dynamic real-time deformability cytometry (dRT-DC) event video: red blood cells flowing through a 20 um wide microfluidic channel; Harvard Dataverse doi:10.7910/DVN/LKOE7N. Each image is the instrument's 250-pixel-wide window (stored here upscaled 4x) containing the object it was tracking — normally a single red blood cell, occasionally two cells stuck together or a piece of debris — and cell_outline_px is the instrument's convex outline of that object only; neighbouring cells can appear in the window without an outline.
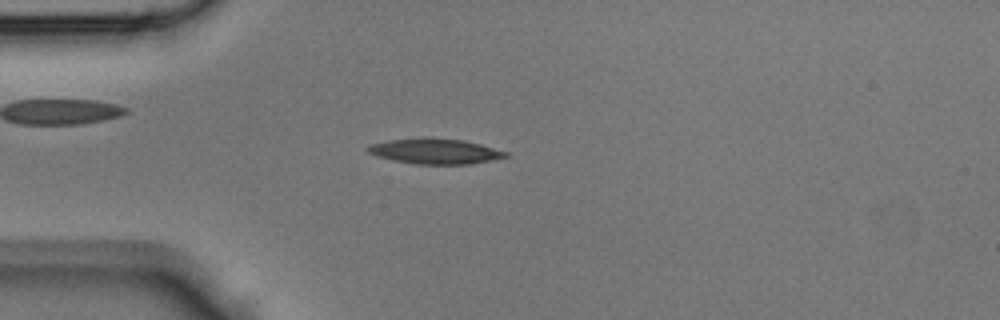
{"species": "Egyptian fruit bat (a non-hibernating species)", "species_latin": "Rousettus aegyptiacus", "temperature_condition": "room temperature", "stored_images_in_passage": 39, "camera_frame_rate_fps": 3000, "um_per_image_px": 0.085, "animal": {"sex": "male"}, "frame": {"image": 1, "passage_image": 7, "time_ms": 2.0, "image_size_px": [1000, 320], "cell_outline_px": [[508, 156], [492, 160], [468, 164], [416, 164], [392, 160], [376, 156], [368, 152], [364, 148], [368, 144], [388, 140], [424, 136], [432, 136], [464, 140], [480, 144], [508, 152]], "centroid_in_image_um": [36.92, 12.83], "position_along_channel_um": 48.1, "area_um2": 20.81}}
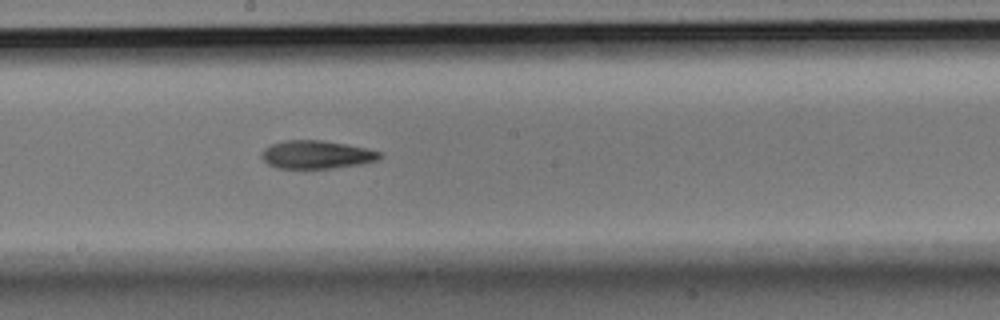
{"frame": {"image": 2, "passage_image": 19, "time_ms": 6.0, "image_size_px": [1000, 320], "cell_outline_px": [[384, 156], [376, 160], [360, 164], [332, 168], [280, 168], [268, 164], [260, 156], [260, 152], [264, 148], [272, 144], [288, 140], [320, 140], [344, 144], [384, 152]], "centroid_in_image_um": [26.91, 13.14], "position_along_channel_um": 221.3, "area_um2": 19.25}}
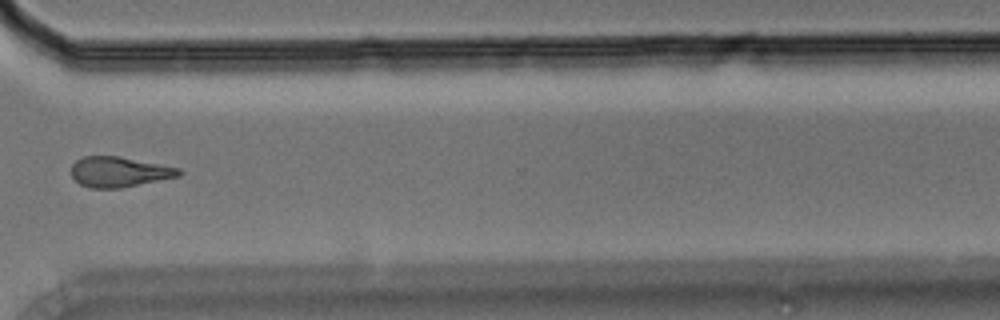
{"frame": {"image": 3, "passage_image": 28, "time_ms": 9.0, "image_size_px": [1000, 320], "cell_outline_px": [[184, 172], [180, 176], [120, 188], [88, 188], [80, 184], [72, 176], [72, 164], [76, 160], [84, 156], [120, 156], [180, 168]], "centroid_in_image_um": [10.14, 14.61], "position_along_channel_um": 360.5, "area_um2": 19.02}}